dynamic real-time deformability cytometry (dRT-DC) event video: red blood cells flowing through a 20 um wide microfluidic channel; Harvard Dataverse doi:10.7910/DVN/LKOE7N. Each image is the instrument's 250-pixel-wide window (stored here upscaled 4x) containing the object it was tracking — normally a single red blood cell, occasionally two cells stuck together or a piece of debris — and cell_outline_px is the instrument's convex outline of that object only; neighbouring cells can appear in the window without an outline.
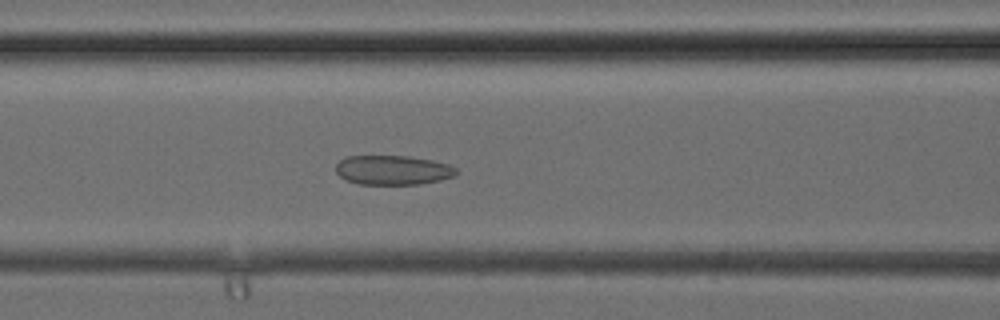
{"species": "common noctule bat (a hibernating species)", "species_latin": "Nyctalus noctula", "temperature_condition": "cold", "stored_images_in_passage": 37, "camera_frame_rate_fps": 3000, "um_per_image_px": 0.085, "animal": {"sex": "female", "body_mass_g": 24.6, "forearm_length_mm": 56.2}, "frame": {"image": 1, "passage_image": 15, "time_ms": 4.667, "image_size_px": [1000, 320], "cell_outline_px": [[456, 176], [440, 180], [420, 184], [360, 184], [348, 180], [340, 176], [336, 172], [336, 164], [340, 160], [348, 156], [408, 156], [432, 160], [448, 164], [456, 168]], "centroid_in_image_um": [33.4, 14.45], "position_along_channel_um": 133.2, "area_um2": 20.58}}
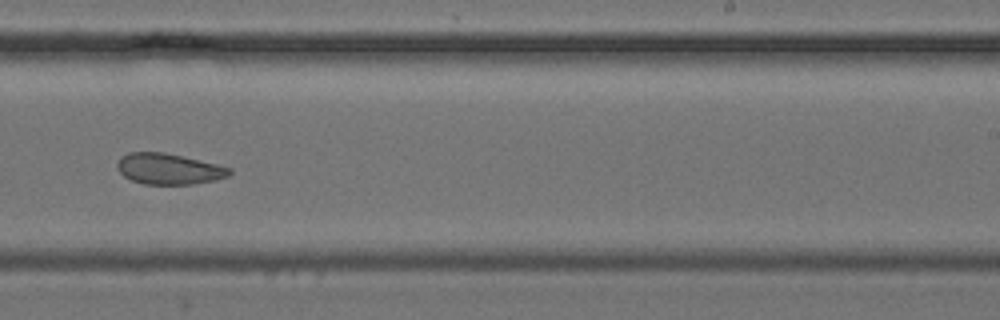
{"frame": {"image": 2, "passage_image": 23, "time_ms": 7.333, "image_size_px": [1000, 320], "cell_outline_px": [[232, 172], [228, 176], [216, 180], [192, 184], [144, 184], [132, 180], [124, 176], [120, 172], [116, 164], [120, 156], [128, 152], [164, 152], [216, 164], [232, 168]], "centroid_in_image_um": [14.34, 14.35], "position_along_channel_um": 274.7, "area_um2": 20.17}}
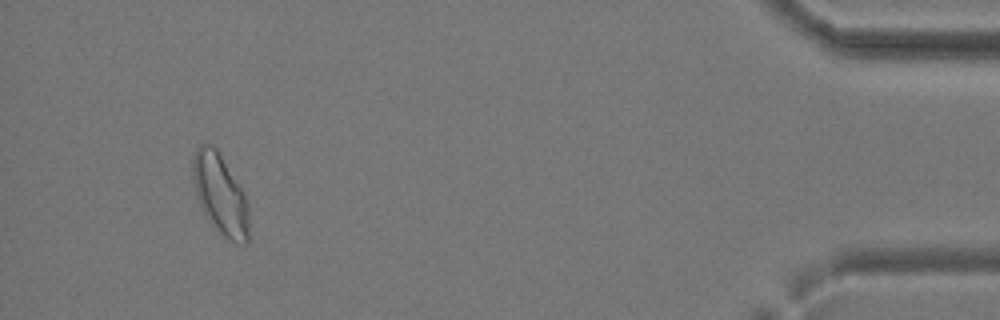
{"frame": {"image": 3, "passage_image": 35, "time_ms": 11.333, "image_size_px": [1000, 320], "cell_outline_px": [[248, 244], [236, 244], [228, 240], [216, 228], [204, 212], [200, 204], [196, 192], [192, 176], [192, 160], [196, 148], [200, 144], [212, 144], [216, 148], [244, 192], [248, 204]], "centroid_in_image_um": [18.73, 16.51], "position_along_channel_um": 416.5, "area_um2": 26.07}}